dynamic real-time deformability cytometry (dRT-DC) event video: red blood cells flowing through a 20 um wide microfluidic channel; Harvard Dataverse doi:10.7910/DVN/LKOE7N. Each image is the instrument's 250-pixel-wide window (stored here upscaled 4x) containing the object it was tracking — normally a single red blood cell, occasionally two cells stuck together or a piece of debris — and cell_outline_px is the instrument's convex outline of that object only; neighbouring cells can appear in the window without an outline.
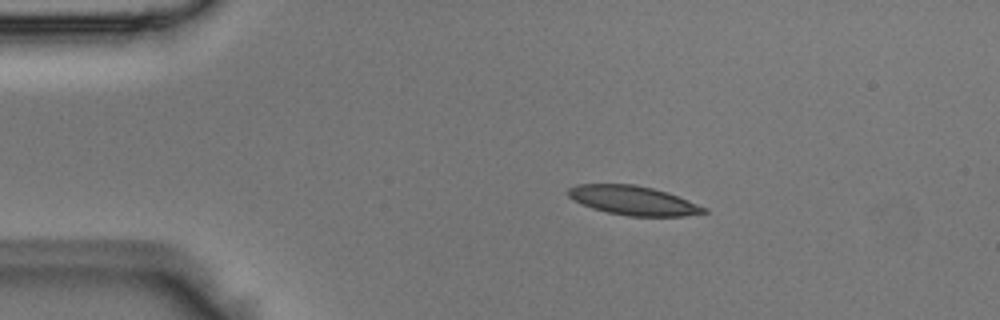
{"species": "Egyptian fruit bat (a non-hibernating species)", "species_latin": "Rousettus aegyptiacus", "temperature_condition": "room temperature", "stored_images_in_passage": 42, "camera_frame_rate_fps": 3000, "um_per_image_px": 0.085, "animal": {"sex": "male"}, "frame": {"image": 1, "passage_image": 1, "time_ms": 0.0, "image_size_px": [1000, 320], "cell_outline_px": [[708, 212], [684, 216], [628, 216], [608, 212], [592, 208], [572, 200], [568, 196], [568, 188], [576, 184], [632, 184], [652, 188], [668, 192], [708, 208]], "centroid_in_image_um": [53.82, 17.04], "position_along_channel_um": 31.2, "area_um2": 23.06}}
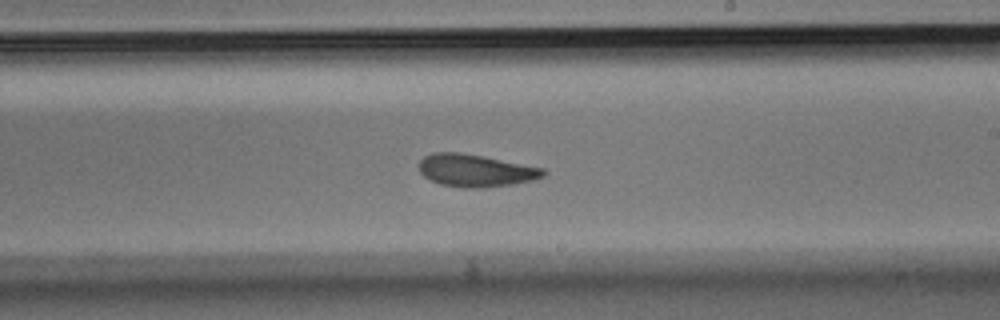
{"frame": {"image": 2, "passage_image": 21, "time_ms": 6.667, "image_size_px": [1000, 320], "cell_outline_px": [[548, 172], [544, 176], [532, 180], [512, 184], [484, 188], [460, 188], [440, 184], [424, 176], [420, 172], [420, 160], [424, 156], [432, 152], [460, 152], [484, 156], [544, 168]], "centroid_in_image_um": [40.43, 14.49], "position_along_channel_um": 248.6, "area_um2": 23.64}}
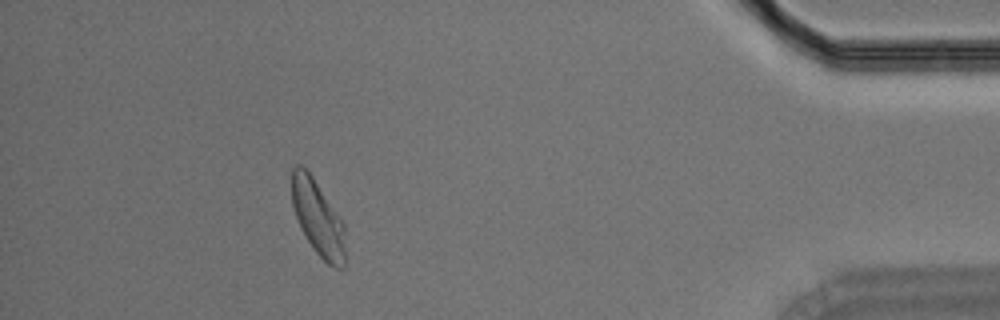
{"frame": {"image": 3, "passage_image": 37, "time_ms": 12.0, "image_size_px": [1000, 320], "cell_outline_px": [[344, 268], [336, 268], [328, 264], [312, 248], [300, 228], [292, 204], [292, 168], [296, 164], [300, 164], [312, 176], [344, 224]], "centroid_in_image_um": [27.0, 18.54], "position_along_channel_um": 408.2, "area_um2": 23.06}}